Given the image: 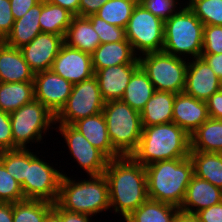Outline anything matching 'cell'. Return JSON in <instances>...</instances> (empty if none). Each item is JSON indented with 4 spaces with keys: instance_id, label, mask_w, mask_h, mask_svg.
I'll return each mask as SVG.
<instances>
[{
    "instance_id": "6da1fadb",
    "label": "cell",
    "mask_w": 222,
    "mask_h": 222,
    "mask_svg": "<svg viewBox=\"0 0 222 222\" xmlns=\"http://www.w3.org/2000/svg\"><path fill=\"white\" fill-rule=\"evenodd\" d=\"M104 175L109 186L110 208L124 219L149 199L145 166L131 156L109 160Z\"/></svg>"
},
{
    "instance_id": "7a4b0ae2",
    "label": "cell",
    "mask_w": 222,
    "mask_h": 222,
    "mask_svg": "<svg viewBox=\"0 0 222 222\" xmlns=\"http://www.w3.org/2000/svg\"><path fill=\"white\" fill-rule=\"evenodd\" d=\"M190 135L173 122L142 127L137 149L131 157L143 166L158 161L187 158Z\"/></svg>"
},
{
    "instance_id": "3957f363",
    "label": "cell",
    "mask_w": 222,
    "mask_h": 222,
    "mask_svg": "<svg viewBox=\"0 0 222 222\" xmlns=\"http://www.w3.org/2000/svg\"><path fill=\"white\" fill-rule=\"evenodd\" d=\"M148 197L180 208L194 175L192 159L177 158L145 166Z\"/></svg>"
},
{
    "instance_id": "277c9868",
    "label": "cell",
    "mask_w": 222,
    "mask_h": 222,
    "mask_svg": "<svg viewBox=\"0 0 222 222\" xmlns=\"http://www.w3.org/2000/svg\"><path fill=\"white\" fill-rule=\"evenodd\" d=\"M77 181L63 173L56 202L62 209L90 216L110 209L109 186L104 174Z\"/></svg>"
},
{
    "instance_id": "5b68a950",
    "label": "cell",
    "mask_w": 222,
    "mask_h": 222,
    "mask_svg": "<svg viewBox=\"0 0 222 222\" xmlns=\"http://www.w3.org/2000/svg\"><path fill=\"white\" fill-rule=\"evenodd\" d=\"M182 7L164 21L162 51L184 59L189 56L192 59L199 58L202 54L204 25L187 5Z\"/></svg>"
},
{
    "instance_id": "8992f818",
    "label": "cell",
    "mask_w": 222,
    "mask_h": 222,
    "mask_svg": "<svg viewBox=\"0 0 222 222\" xmlns=\"http://www.w3.org/2000/svg\"><path fill=\"white\" fill-rule=\"evenodd\" d=\"M102 112L112 147L121 156H131L142 135L140 112L122 100L105 102Z\"/></svg>"
},
{
    "instance_id": "52a82bcc",
    "label": "cell",
    "mask_w": 222,
    "mask_h": 222,
    "mask_svg": "<svg viewBox=\"0 0 222 222\" xmlns=\"http://www.w3.org/2000/svg\"><path fill=\"white\" fill-rule=\"evenodd\" d=\"M138 59L155 91L184 92L189 58L186 63L184 58L160 51L140 55Z\"/></svg>"
},
{
    "instance_id": "ba28073f",
    "label": "cell",
    "mask_w": 222,
    "mask_h": 222,
    "mask_svg": "<svg viewBox=\"0 0 222 222\" xmlns=\"http://www.w3.org/2000/svg\"><path fill=\"white\" fill-rule=\"evenodd\" d=\"M13 150L27 149V144L41 143L42 135L55 125V115L34 99L10 113ZM43 133V134H42Z\"/></svg>"
},
{
    "instance_id": "9c48e42d",
    "label": "cell",
    "mask_w": 222,
    "mask_h": 222,
    "mask_svg": "<svg viewBox=\"0 0 222 222\" xmlns=\"http://www.w3.org/2000/svg\"><path fill=\"white\" fill-rule=\"evenodd\" d=\"M125 35L137 56L160 52L164 46V21L138 2L125 28Z\"/></svg>"
},
{
    "instance_id": "30bf717a",
    "label": "cell",
    "mask_w": 222,
    "mask_h": 222,
    "mask_svg": "<svg viewBox=\"0 0 222 222\" xmlns=\"http://www.w3.org/2000/svg\"><path fill=\"white\" fill-rule=\"evenodd\" d=\"M27 149V172L21 185L25 199L56 203L63 173Z\"/></svg>"
},
{
    "instance_id": "8fae6325",
    "label": "cell",
    "mask_w": 222,
    "mask_h": 222,
    "mask_svg": "<svg viewBox=\"0 0 222 222\" xmlns=\"http://www.w3.org/2000/svg\"><path fill=\"white\" fill-rule=\"evenodd\" d=\"M104 105L98 80L93 76L73 84L66 104L55 116V123L73 125L78 120L101 113Z\"/></svg>"
},
{
    "instance_id": "7c38bea8",
    "label": "cell",
    "mask_w": 222,
    "mask_h": 222,
    "mask_svg": "<svg viewBox=\"0 0 222 222\" xmlns=\"http://www.w3.org/2000/svg\"><path fill=\"white\" fill-rule=\"evenodd\" d=\"M55 129L63 136L69 152L80 168L86 171L88 176L104 174L109 159L95 148L77 129L72 125L59 124Z\"/></svg>"
},
{
    "instance_id": "4fadbf2b",
    "label": "cell",
    "mask_w": 222,
    "mask_h": 222,
    "mask_svg": "<svg viewBox=\"0 0 222 222\" xmlns=\"http://www.w3.org/2000/svg\"><path fill=\"white\" fill-rule=\"evenodd\" d=\"M73 84L50 70L34 75L35 99L41 102L55 116L66 104Z\"/></svg>"
},
{
    "instance_id": "5bb4252c",
    "label": "cell",
    "mask_w": 222,
    "mask_h": 222,
    "mask_svg": "<svg viewBox=\"0 0 222 222\" xmlns=\"http://www.w3.org/2000/svg\"><path fill=\"white\" fill-rule=\"evenodd\" d=\"M51 70L72 84L90 79L94 76L92 55L64 43L54 59Z\"/></svg>"
},
{
    "instance_id": "9a60e30c",
    "label": "cell",
    "mask_w": 222,
    "mask_h": 222,
    "mask_svg": "<svg viewBox=\"0 0 222 222\" xmlns=\"http://www.w3.org/2000/svg\"><path fill=\"white\" fill-rule=\"evenodd\" d=\"M63 44L64 36L40 33L31 42L22 46L20 50L31 70L38 73L51 69Z\"/></svg>"
},
{
    "instance_id": "2e32d148",
    "label": "cell",
    "mask_w": 222,
    "mask_h": 222,
    "mask_svg": "<svg viewBox=\"0 0 222 222\" xmlns=\"http://www.w3.org/2000/svg\"><path fill=\"white\" fill-rule=\"evenodd\" d=\"M191 61L188 62L184 92L206 102L222 88V80L217 77L212 68L201 57L194 58Z\"/></svg>"
},
{
    "instance_id": "e0dca14e",
    "label": "cell",
    "mask_w": 222,
    "mask_h": 222,
    "mask_svg": "<svg viewBox=\"0 0 222 222\" xmlns=\"http://www.w3.org/2000/svg\"><path fill=\"white\" fill-rule=\"evenodd\" d=\"M209 118L206 102L185 92L176 94L172 122L181 127L188 135H191Z\"/></svg>"
},
{
    "instance_id": "ac0fdd59",
    "label": "cell",
    "mask_w": 222,
    "mask_h": 222,
    "mask_svg": "<svg viewBox=\"0 0 222 222\" xmlns=\"http://www.w3.org/2000/svg\"><path fill=\"white\" fill-rule=\"evenodd\" d=\"M140 64H121L99 69L94 73L105 102L121 100L132 74Z\"/></svg>"
},
{
    "instance_id": "d6986e66",
    "label": "cell",
    "mask_w": 222,
    "mask_h": 222,
    "mask_svg": "<svg viewBox=\"0 0 222 222\" xmlns=\"http://www.w3.org/2000/svg\"><path fill=\"white\" fill-rule=\"evenodd\" d=\"M221 201L222 190L220 188L193 175L179 210L188 214H196L200 210L218 204Z\"/></svg>"
},
{
    "instance_id": "ffe728a7",
    "label": "cell",
    "mask_w": 222,
    "mask_h": 222,
    "mask_svg": "<svg viewBox=\"0 0 222 222\" xmlns=\"http://www.w3.org/2000/svg\"><path fill=\"white\" fill-rule=\"evenodd\" d=\"M72 126L109 160L121 156L112 147L103 112L78 120Z\"/></svg>"
},
{
    "instance_id": "44dd1931",
    "label": "cell",
    "mask_w": 222,
    "mask_h": 222,
    "mask_svg": "<svg viewBox=\"0 0 222 222\" xmlns=\"http://www.w3.org/2000/svg\"><path fill=\"white\" fill-rule=\"evenodd\" d=\"M92 55L94 73L99 69L121 64H140L131 43L125 39L120 42L100 44Z\"/></svg>"
},
{
    "instance_id": "7402d4cb",
    "label": "cell",
    "mask_w": 222,
    "mask_h": 222,
    "mask_svg": "<svg viewBox=\"0 0 222 222\" xmlns=\"http://www.w3.org/2000/svg\"><path fill=\"white\" fill-rule=\"evenodd\" d=\"M34 75L20 49L0 46V82H34Z\"/></svg>"
},
{
    "instance_id": "603a6c76",
    "label": "cell",
    "mask_w": 222,
    "mask_h": 222,
    "mask_svg": "<svg viewBox=\"0 0 222 222\" xmlns=\"http://www.w3.org/2000/svg\"><path fill=\"white\" fill-rule=\"evenodd\" d=\"M64 43L82 52L92 54L100 45V38L88 17L73 16L64 36Z\"/></svg>"
},
{
    "instance_id": "cb8c5ba5",
    "label": "cell",
    "mask_w": 222,
    "mask_h": 222,
    "mask_svg": "<svg viewBox=\"0 0 222 222\" xmlns=\"http://www.w3.org/2000/svg\"><path fill=\"white\" fill-rule=\"evenodd\" d=\"M41 1L26 12L23 17L14 21L11 32L3 40L8 46L20 49L42 33L39 24Z\"/></svg>"
},
{
    "instance_id": "d4e9b609",
    "label": "cell",
    "mask_w": 222,
    "mask_h": 222,
    "mask_svg": "<svg viewBox=\"0 0 222 222\" xmlns=\"http://www.w3.org/2000/svg\"><path fill=\"white\" fill-rule=\"evenodd\" d=\"M175 96L172 92L155 91L140 112L142 127L172 122Z\"/></svg>"
},
{
    "instance_id": "484cf974",
    "label": "cell",
    "mask_w": 222,
    "mask_h": 222,
    "mask_svg": "<svg viewBox=\"0 0 222 222\" xmlns=\"http://www.w3.org/2000/svg\"><path fill=\"white\" fill-rule=\"evenodd\" d=\"M190 151L222 153V119H207L190 135Z\"/></svg>"
},
{
    "instance_id": "4316f807",
    "label": "cell",
    "mask_w": 222,
    "mask_h": 222,
    "mask_svg": "<svg viewBox=\"0 0 222 222\" xmlns=\"http://www.w3.org/2000/svg\"><path fill=\"white\" fill-rule=\"evenodd\" d=\"M34 99V82H0L1 111L10 114Z\"/></svg>"
},
{
    "instance_id": "83f0119b",
    "label": "cell",
    "mask_w": 222,
    "mask_h": 222,
    "mask_svg": "<svg viewBox=\"0 0 222 222\" xmlns=\"http://www.w3.org/2000/svg\"><path fill=\"white\" fill-rule=\"evenodd\" d=\"M155 92L148 75L139 67L131 76L122 101L134 110L141 112Z\"/></svg>"
},
{
    "instance_id": "f1b7e54d",
    "label": "cell",
    "mask_w": 222,
    "mask_h": 222,
    "mask_svg": "<svg viewBox=\"0 0 222 222\" xmlns=\"http://www.w3.org/2000/svg\"><path fill=\"white\" fill-rule=\"evenodd\" d=\"M194 175L222 190V153L190 151Z\"/></svg>"
},
{
    "instance_id": "f546056e",
    "label": "cell",
    "mask_w": 222,
    "mask_h": 222,
    "mask_svg": "<svg viewBox=\"0 0 222 222\" xmlns=\"http://www.w3.org/2000/svg\"><path fill=\"white\" fill-rule=\"evenodd\" d=\"M74 15L67 9L41 0L39 24L42 33H52L65 36Z\"/></svg>"
},
{
    "instance_id": "4dcf8cb0",
    "label": "cell",
    "mask_w": 222,
    "mask_h": 222,
    "mask_svg": "<svg viewBox=\"0 0 222 222\" xmlns=\"http://www.w3.org/2000/svg\"><path fill=\"white\" fill-rule=\"evenodd\" d=\"M179 208L148 199L124 220L126 222H174Z\"/></svg>"
},
{
    "instance_id": "1f68e13d",
    "label": "cell",
    "mask_w": 222,
    "mask_h": 222,
    "mask_svg": "<svg viewBox=\"0 0 222 222\" xmlns=\"http://www.w3.org/2000/svg\"><path fill=\"white\" fill-rule=\"evenodd\" d=\"M138 0H109L96 13L105 22L126 28Z\"/></svg>"
},
{
    "instance_id": "d6a6232c",
    "label": "cell",
    "mask_w": 222,
    "mask_h": 222,
    "mask_svg": "<svg viewBox=\"0 0 222 222\" xmlns=\"http://www.w3.org/2000/svg\"><path fill=\"white\" fill-rule=\"evenodd\" d=\"M52 209L53 203L24 199L13 203V222H44Z\"/></svg>"
},
{
    "instance_id": "836d02e7",
    "label": "cell",
    "mask_w": 222,
    "mask_h": 222,
    "mask_svg": "<svg viewBox=\"0 0 222 222\" xmlns=\"http://www.w3.org/2000/svg\"><path fill=\"white\" fill-rule=\"evenodd\" d=\"M185 5L203 25L222 26V0H188Z\"/></svg>"
},
{
    "instance_id": "e575fe53",
    "label": "cell",
    "mask_w": 222,
    "mask_h": 222,
    "mask_svg": "<svg viewBox=\"0 0 222 222\" xmlns=\"http://www.w3.org/2000/svg\"><path fill=\"white\" fill-rule=\"evenodd\" d=\"M0 162L18 183L21 185L24 183L27 172V149L2 151Z\"/></svg>"
},
{
    "instance_id": "d590c367",
    "label": "cell",
    "mask_w": 222,
    "mask_h": 222,
    "mask_svg": "<svg viewBox=\"0 0 222 222\" xmlns=\"http://www.w3.org/2000/svg\"><path fill=\"white\" fill-rule=\"evenodd\" d=\"M24 199L21 184L9 174L0 162V203H15Z\"/></svg>"
},
{
    "instance_id": "8d00e7d4",
    "label": "cell",
    "mask_w": 222,
    "mask_h": 222,
    "mask_svg": "<svg viewBox=\"0 0 222 222\" xmlns=\"http://www.w3.org/2000/svg\"><path fill=\"white\" fill-rule=\"evenodd\" d=\"M88 18L100 38V44L120 42L126 39L124 28L111 25L96 14L90 15Z\"/></svg>"
},
{
    "instance_id": "74e56055",
    "label": "cell",
    "mask_w": 222,
    "mask_h": 222,
    "mask_svg": "<svg viewBox=\"0 0 222 222\" xmlns=\"http://www.w3.org/2000/svg\"><path fill=\"white\" fill-rule=\"evenodd\" d=\"M148 11H150L154 16L159 17L163 21L169 19L172 15H174L179 5L180 7L182 3H179L180 0H138ZM176 8V9H175Z\"/></svg>"
},
{
    "instance_id": "f35d334b",
    "label": "cell",
    "mask_w": 222,
    "mask_h": 222,
    "mask_svg": "<svg viewBox=\"0 0 222 222\" xmlns=\"http://www.w3.org/2000/svg\"><path fill=\"white\" fill-rule=\"evenodd\" d=\"M222 53V26L204 25L202 54Z\"/></svg>"
},
{
    "instance_id": "ab89813d",
    "label": "cell",
    "mask_w": 222,
    "mask_h": 222,
    "mask_svg": "<svg viewBox=\"0 0 222 222\" xmlns=\"http://www.w3.org/2000/svg\"><path fill=\"white\" fill-rule=\"evenodd\" d=\"M8 150H13L10 115L0 110V152Z\"/></svg>"
},
{
    "instance_id": "60d3db41",
    "label": "cell",
    "mask_w": 222,
    "mask_h": 222,
    "mask_svg": "<svg viewBox=\"0 0 222 222\" xmlns=\"http://www.w3.org/2000/svg\"><path fill=\"white\" fill-rule=\"evenodd\" d=\"M9 0H0V39L4 40L11 32L14 24Z\"/></svg>"
},
{
    "instance_id": "b9f144b4",
    "label": "cell",
    "mask_w": 222,
    "mask_h": 222,
    "mask_svg": "<svg viewBox=\"0 0 222 222\" xmlns=\"http://www.w3.org/2000/svg\"><path fill=\"white\" fill-rule=\"evenodd\" d=\"M200 222H222V201L195 214Z\"/></svg>"
},
{
    "instance_id": "7bdbcfd3",
    "label": "cell",
    "mask_w": 222,
    "mask_h": 222,
    "mask_svg": "<svg viewBox=\"0 0 222 222\" xmlns=\"http://www.w3.org/2000/svg\"><path fill=\"white\" fill-rule=\"evenodd\" d=\"M206 104L210 118L222 119V88L215 92Z\"/></svg>"
},
{
    "instance_id": "ee69618b",
    "label": "cell",
    "mask_w": 222,
    "mask_h": 222,
    "mask_svg": "<svg viewBox=\"0 0 222 222\" xmlns=\"http://www.w3.org/2000/svg\"><path fill=\"white\" fill-rule=\"evenodd\" d=\"M11 12L14 19L17 20L26 14L29 9L38 4L41 0H9Z\"/></svg>"
},
{
    "instance_id": "f6af8a7d",
    "label": "cell",
    "mask_w": 222,
    "mask_h": 222,
    "mask_svg": "<svg viewBox=\"0 0 222 222\" xmlns=\"http://www.w3.org/2000/svg\"><path fill=\"white\" fill-rule=\"evenodd\" d=\"M53 210L61 217L62 222H91L90 220H92L90 215L69 212L62 209L57 203L53 204Z\"/></svg>"
},
{
    "instance_id": "bcb514c9",
    "label": "cell",
    "mask_w": 222,
    "mask_h": 222,
    "mask_svg": "<svg viewBox=\"0 0 222 222\" xmlns=\"http://www.w3.org/2000/svg\"><path fill=\"white\" fill-rule=\"evenodd\" d=\"M107 1L109 0H80L79 16L88 17L96 14Z\"/></svg>"
},
{
    "instance_id": "7dc6e473",
    "label": "cell",
    "mask_w": 222,
    "mask_h": 222,
    "mask_svg": "<svg viewBox=\"0 0 222 222\" xmlns=\"http://www.w3.org/2000/svg\"><path fill=\"white\" fill-rule=\"evenodd\" d=\"M201 58L212 68L217 77L222 80V53L201 54Z\"/></svg>"
},
{
    "instance_id": "c3c4849f",
    "label": "cell",
    "mask_w": 222,
    "mask_h": 222,
    "mask_svg": "<svg viewBox=\"0 0 222 222\" xmlns=\"http://www.w3.org/2000/svg\"><path fill=\"white\" fill-rule=\"evenodd\" d=\"M51 4L67 9L74 16H79L80 0H44Z\"/></svg>"
},
{
    "instance_id": "681fc988",
    "label": "cell",
    "mask_w": 222,
    "mask_h": 222,
    "mask_svg": "<svg viewBox=\"0 0 222 222\" xmlns=\"http://www.w3.org/2000/svg\"><path fill=\"white\" fill-rule=\"evenodd\" d=\"M0 222H13V203H0Z\"/></svg>"
},
{
    "instance_id": "f907efd6",
    "label": "cell",
    "mask_w": 222,
    "mask_h": 222,
    "mask_svg": "<svg viewBox=\"0 0 222 222\" xmlns=\"http://www.w3.org/2000/svg\"><path fill=\"white\" fill-rule=\"evenodd\" d=\"M174 222H200L195 214H188L182 211H178Z\"/></svg>"
},
{
    "instance_id": "816d5d0a",
    "label": "cell",
    "mask_w": 222,
    "mask_h": 222,
    "mask_svg": "<svg viewBox=\"0 0 222 222\" xmlns=\"http://www.w3.org/2000/svg\"><path fill=\"white\" fill-rule=\"evenodd\" d=\"M44 222H62L61 217L52 209L45 217Z\"/></svg>"
},
{
    "instance_id": "f5cc1de1",
    "label": "cell",
    "mask_w": 222,
    "mask_h": 222,
    "mask_svg": "<svg viewBox=\"0 0 222 222\" xmlns=\"http://www.w3.org/2000/svg\"><path fill=\"white\" fill-rule=\"evenodd\" d=\"M4 42H3V40L2 39H0V46L3 44Z\"/></svg>"
}]
</instances>
